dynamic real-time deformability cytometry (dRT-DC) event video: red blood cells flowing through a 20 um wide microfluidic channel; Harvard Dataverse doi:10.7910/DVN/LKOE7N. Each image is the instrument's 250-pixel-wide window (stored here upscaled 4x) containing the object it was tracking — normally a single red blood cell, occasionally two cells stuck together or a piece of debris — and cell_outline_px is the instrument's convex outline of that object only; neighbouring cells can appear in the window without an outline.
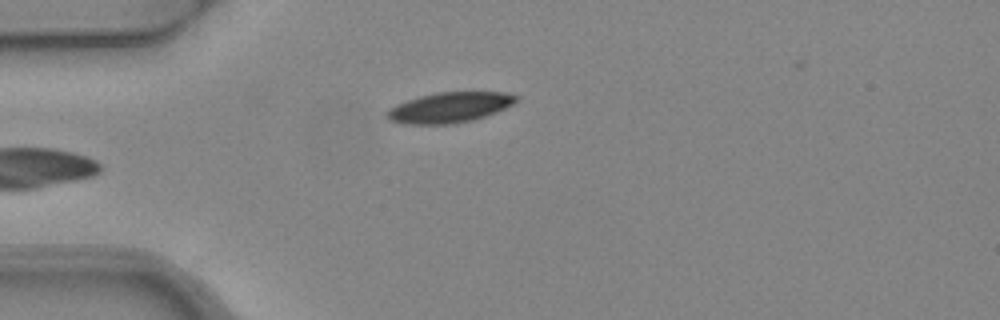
{"species": "common noctule bat (a hibernating species)", "species_latin": "Nyctalus noctula", "temperature_condition": "warm", "stored_images_in_passage": 3, "camera_frame_rate_fps": 3000, "um_per_image_px": 0.085, "animal": {"sex": "female", "body_mass_g": 24.6, "forearm_length_mm": 56.2}, "frame": {"image": 1, "passage_image": 3, "time_ms": 0.667, "image_size_px": [1000, 320], "cell_outline_px": [[520, 100], [496, 112], [472, 120], [452, 124], [404, 124], [388, 120], [384, 116], [384, 112], [388, 108], [396, 104], [420, 96], [436, 92], [504, 92], [520, 96]], "centroid_in_image_um": [38.18, 9.13], "position_along_channel_um": 46.8, "area_um2": 23.06}}